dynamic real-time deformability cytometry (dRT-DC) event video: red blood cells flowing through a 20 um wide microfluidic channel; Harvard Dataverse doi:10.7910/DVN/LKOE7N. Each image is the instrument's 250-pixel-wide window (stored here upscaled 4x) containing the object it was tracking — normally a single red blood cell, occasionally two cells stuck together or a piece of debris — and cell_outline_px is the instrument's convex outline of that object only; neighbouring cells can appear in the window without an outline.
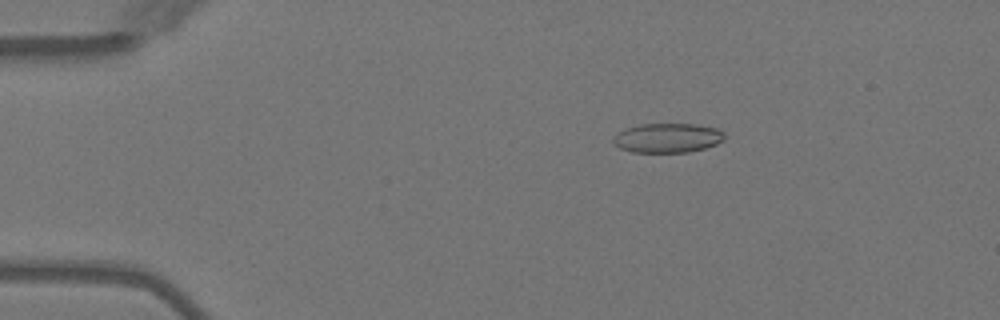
{"species": "Egyptian fruit bat (a non-hibernating species)", "species_latin": "Rousettus aegyptiacus", "temperature_condition": "warm", "stored_images_in_passage": 3, "camera_frame_rate_fps": 3000, "um_per_image_px": 0.085, "animal": {"sex": "female"}, "frame": {"image": 1, "passage_image": 2, "time_ms": 1.333, "image_size_px": [1000, 320], "cell_outline_px": [[724, 140], [716, 144], [704, 148], [688, 152], [632, 152], [620, 148], [612, 140], [620, 132], [628, 128], [640, 124], [696, 124], [716, 128], [724, 132]], "centroid_in_image_um": [56.78, 11.72], "position_along_channel_um": 28.2, "area_um2": 18.84}}